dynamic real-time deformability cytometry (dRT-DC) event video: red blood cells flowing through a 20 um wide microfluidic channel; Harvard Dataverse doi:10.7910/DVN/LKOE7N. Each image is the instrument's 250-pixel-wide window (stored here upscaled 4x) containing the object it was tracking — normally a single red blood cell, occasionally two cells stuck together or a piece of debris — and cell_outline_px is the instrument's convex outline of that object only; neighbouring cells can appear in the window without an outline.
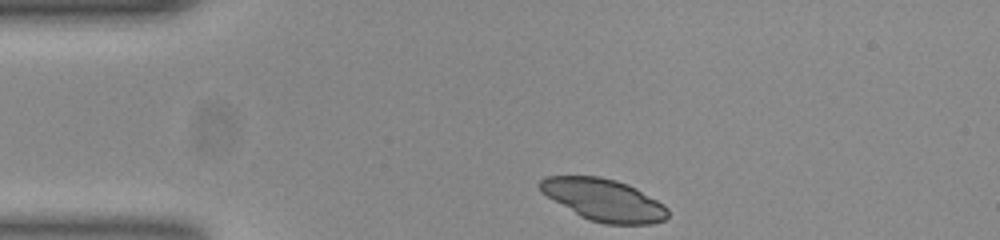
{"species": "common noctule bat (a hibernating species)", "species_latin": "Nyctalus noctula", "temperature_condition": "room temperature", "stored_images_in_passage": 35, "camera_frame_rate_fps": 3000, "um_per_image_px": 0.085, "animal": {"sex": "female", "body_mass_g": 23.0, "forearm_length_mm": 53.4}, "frame": {"image": 1, "passage_image": 1, "time_ms": 0.0, "image_size_px": [1000, 240], "cell_outline_px": [[668, 216], [664, 220], [652, 224], [604, 224], [588, 220], [580, 216], [540, 192], [536, 184], [544, 176], [600, 176], [616, 180], [628, 184], [636, 188], [664, 204], [668, 208]], "centroid_in_image_um": [51.3, 16.98], "position_along_channel_um": 33.7, "area_um2": 31.56}}